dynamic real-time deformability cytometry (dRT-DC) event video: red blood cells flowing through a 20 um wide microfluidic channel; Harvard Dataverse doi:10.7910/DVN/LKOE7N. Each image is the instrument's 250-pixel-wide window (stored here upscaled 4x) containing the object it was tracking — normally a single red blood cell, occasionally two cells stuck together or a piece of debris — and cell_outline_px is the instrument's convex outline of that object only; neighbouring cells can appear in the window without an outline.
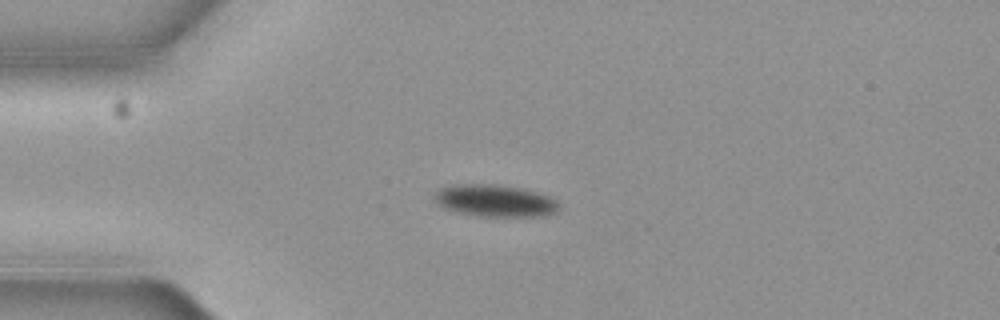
{"species": "common noctule bat (a hibernating species)", "species_latin": "Nyctalus noctula", "temperature_condition": "cold", "stored_images_in_passage": 4, "camera_frame_rate_fps": 3000, "um_per_image_px": 0.085, "animal": {"sex": "female", "body_mass_g": 19.3, "forearm_length_mm": 54.1}, "frame": {"image": 1, "passage_image": 1, "time_ms": 0.0, "image_size_px": [1000, 320], "cell_outline_px": [[560, 204], [556, 212], [544, 216], [476, 216], [456, 212], [444, 208], [436, 204], [432, 196], [440, 188], [460, 184], [492, 184], [520, 188], [536, 192], [548, 196], [556, 200]], "centroid_in_image_um": [42.04, 17.07], "position_along_channel_um": 43.0, "area_um2": 23.29}}
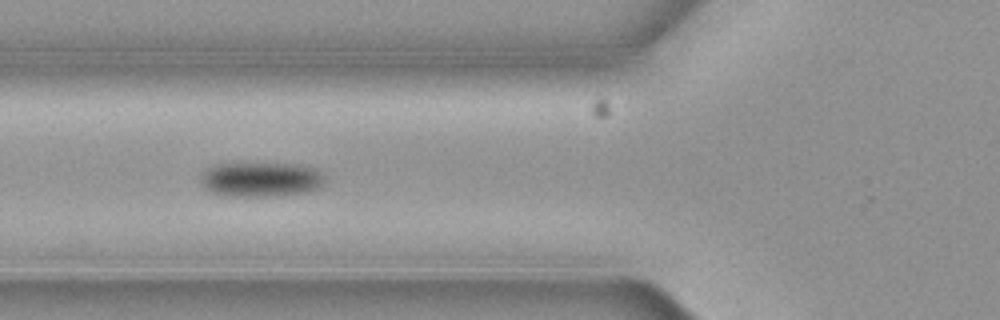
{"frame": {"image": 2, "passage_image": 3, "time_ms": 0.667, "image_size_px": [1000, 320], "cell_outline_px": [[324, 184], [320, 188], [308, 192], [284, 196], [224, 196], [212, 192], [204, 188], [200, 180], [200, 176], [212, 164], [292, 164], [316, 168], [324, 176]], "centroid_in_image_um": [22.19, 15.27], "position_along_channel_um": 103.6, "area_um2": 25.32}}
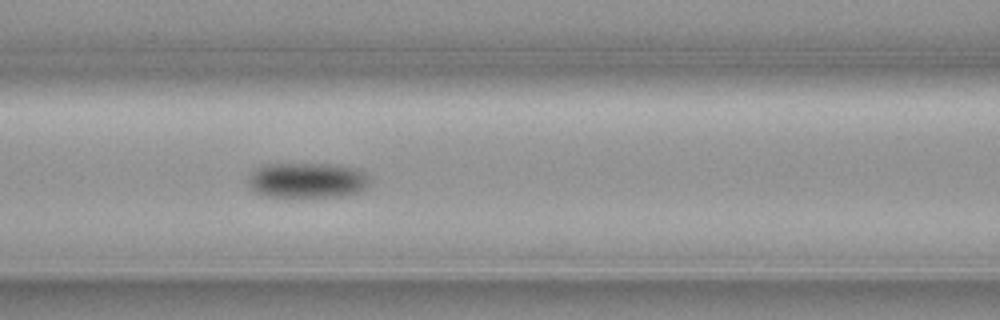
{"frame": {"image": 3, "passage_image": 4, "time_ms": 1.0, "image_size_px": [1000, 320], "cell_outline_px": [[368, 188], [360, 192], [344, 196], [264, 196], [256, 192], [248, 184], [248, 172], [264, 164], [336, 164], [356, 168], [364, 172], [368, 176]], "centroid_in_image_um": [26.11, 15.31], "position_along_channel_um": 140.5, "area_um2": 25.2}}